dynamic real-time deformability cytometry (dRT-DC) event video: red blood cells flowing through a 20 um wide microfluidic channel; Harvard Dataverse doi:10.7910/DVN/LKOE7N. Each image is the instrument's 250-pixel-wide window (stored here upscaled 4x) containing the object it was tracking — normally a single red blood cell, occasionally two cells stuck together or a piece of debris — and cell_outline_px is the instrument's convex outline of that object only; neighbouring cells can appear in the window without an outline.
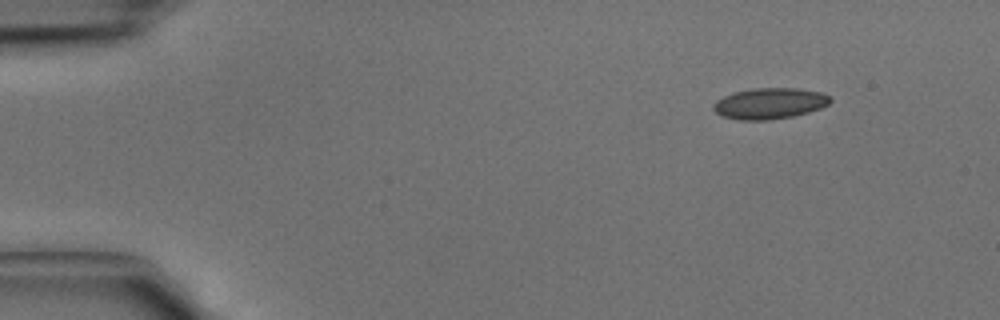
{"species": "common noctule bat (a hibernating species)", "species_latin": "Nyctalus noctula", "temperature_condition": "cold", "stored_images_in_passage": 39, "camera_frame_rate_fps": 3000, "um_per_image_px": 0.085, "animal": {"sex": "male", "body_mass_g": 15.6}, "frame": {"image": 1, "passage_image": 1, "time_ms": 0.0, "image_size_px": [1000, 320], "cell_outline_px": [[832, 100], [828, 104], [820, 108], [808, 112], [792, 116], [768, 120], [740, 120], [724, 116], [716, 112], [712, 108], [712, 104], [716, 100], [732, 92], [752, 88], [796, 88], [820, 92], [828, 96]], "centroid_in_image_um": [65.38, 8.78], "position_along_channel_um": 19.6, "area_um2": 21.04}}
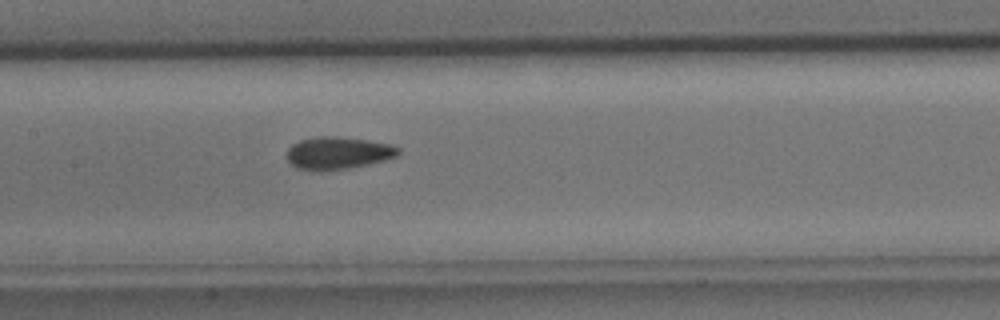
{"frame": {"image": 2, "passage_image": 17, "time_ms": 5.333, "image_size_px": [1000, 320], "cell_outline_px": [[400, 152], [396, 156], [384, 160], [368, 164], [348, 168], [320, 172], [312, 172], [296, 168], [288, 160], [288, 148], [292, 144], [300, 140], [320, 136], [336, 136], [368, 140], [392, 144], [400, 148]], "centroid_in_image_um": [28.72, 13.02], "position_along_channel_um": 178.7, "area_um2": 21.27}}
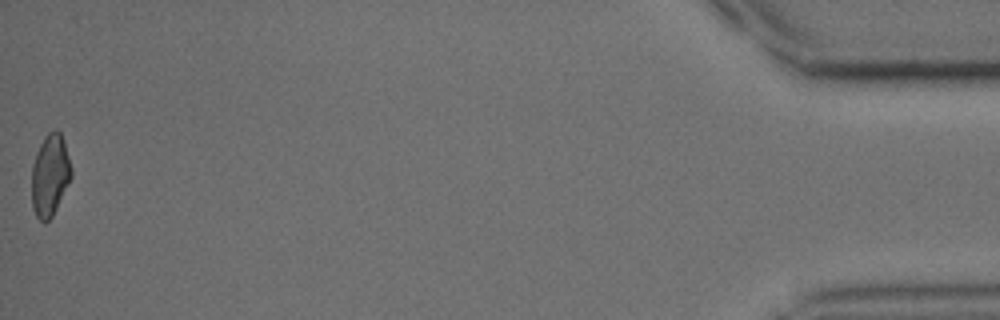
{"frame": {"image": 3, "passage_image": 39, "time_ms": 12.667, "image_size_px": [1000, 320], "cell_outline_px": [[72, 176], [52, 216], [44, 224], [36, 216], [32, 208], [32, 164], [36, 152], [44, 136], [48, 132], [56, 128], [60, 132], [64, 140], [72, 168]], "centroid_in_image_um": [4.24, 14.86], "position_along_channel_um": 431.0, "area_um2": 19.02}}